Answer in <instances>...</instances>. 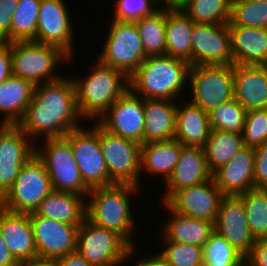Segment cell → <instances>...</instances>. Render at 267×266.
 I'll list each match as a JSON object with an SVG mask.
<instances>
[{
    "label": "cell",
    "instance_id": "6da1fadb",
    "mask_svg": "<svg viewBox=\"0 0 267 266\" xmlns=\"http://www.w3.org/2000/svg\"><path fill=\"white\" fill-rule=\"evenodd\" d=\"M79 119L83 118L78 111L73 80L64 75L60 79L35 85L32 100L17 125L35 143L42 137L66 136L82 126L78 123Z\"/></svg>",
    "mask_w": 267,
    "mask_h": 266
},
{
    "label": "cell",
    "instance_id": "7a4b0ae2",
    "mask_svg": "<svg viewBox=\"0 0 267 266\" xmlns=\"http://www.w3.org/2000/svg\"><path fill=\"white\" fill-rule=\"evenodd\" d=\"M141 188L130 184H112L90 189L86 196V218L92 223L112 230L134 246L136 220L133 218L131 198Z\"/></svg>",
    "mask_w": 267,
    "mask_h": 266
},
{
    "label": "cell",
    "instance_id": "3957f363",
    "mask_svg": "<svg viewBox=\"0 0 267 266\" xmlns=\"http://www.w3.org/2000/svg\"><path fill=\"white\" fill-rule=\"evenodd\" d=\"M190 63L168 55L148 56L129 77L130 89L143 99H170L176 102L189 88ZM178 99V100H177Z\"/></svg>",
    "mask_w": 267,
    "mask_h": 266
},
{
    "label": "cell",
    "instance_id": "277c9868",
    "mask_svg": "<svg viewBox=\"0 0 267 266\" xmlns=\"http://www.w3.org/2000/svg\"><path fill=\"white\" fill-rule=\"evenodd\" d=\"M94 64L88 75L72 78L78 111L88 121H98L130 88L129 77L124 72L103 64L98 58Z\"/></svg>",
    "mask_w": 267,
    "mask_h": 266
},
{
    "label": "cell",
    "instance_id": "5b68a950",
    "mask_svg": "<svg viewBox=\"0 0 267 266\" xmlns=\"http://www.w3.org/2000/svg\"><path fill=\"white\" fill-rule=\"evenodd\" d=\"M136 245L131 246L121 235L98 226L87 218L78 228L79 254L95 266H122L137 255ZM130 258V260H129Z\"/></svg>",
    "mask_w": 267,
    "mask_h": 266
},
{
    "label": "cell",
    "instance_id": "8992f818",
    "mask_svg": "<svg viewBox=\"0 0 267 266\" xmlns=\"http://www.w3.org/2000/svg\"><path fill=\"white\" fill-rule=\"evenodd\" d=\"M10 53L12 74L28 80L34 85L60 79L61 74L56 72V69L63 62L67 64L70 58L56 46L34 41L11 42Z\"/></svg>",
    "mask_w": 267,
    "mask_h": 266
},
{
    "label": "cell",
    "instance_id": "52a82bcc",
    "mask_svg": "<svg viewBox=\"0 0 267 266\" xmlns=\"http://www.w3.org/2000/svg\"><path fill=\"white\" fill-rule=\"evenodd\" d=\"M41 141L42 145L35 143V154L44 163L53 190L88 195L70 141L65 136Z\"/></svg>",
    "mask_w": 267,
    "mask_h": 266
},
{
    "label": "cell",
    "instance_id": "ba28073f",
    "mask_svg": "<svg viewBox=\"0 0 267 266\" xmlns=\"http://www.w3.org/2000/svg\"><path fill=\"white\" fill-rule=\"evenodd\" d=\"M52 191L45 165L35 154L23 165L12 186L0 198V206L12 212L33 213Z\"/></svg>",
    "mask_w": 267,
    "mask_h": 266
},
{
    "label": "cell",
    "instance_id": "9c48e42d",
    "mask_svg": "<svg viewBox=\"0 0 267 266\" xmlns=\"http://www.w3.org/2000/svg\"><path fill=\"white\" fill-rule=\"evenodd\" d=\"M108 27L106 41L96 57L130 77L146 58L136 24L111 19Z\"/></svg>",
    "mask_w": 267,
    "mask_h": 266
},
{
    "label": "cell",
    "instance_id": "30bf717a",
    "mask_svg": "<svg viewBox=\"0 0 267 266\" xmlns=\"http://www.w3.org/2000/svg\"><path fill=\"white\" fill-rule=\"evenodd\" d=\"M190 102L210 112L234 99L233 65H190Z\"/></svg>",
    "mask_w": 267,
    "mask_h": 266
},
{
    "label": "cell",
    "instance_id": "8fae6325",
    "mask_svg": "<svg viewBox=\"0 0 267 266\" xmlns=\"http://www.w3.org/2000/svg\"><path fill=\"white\" fill-rule=\"evenodd\" d=\"M81 126L70 131L65 137L70 141L75 161L80 170L84 184L93 189L115 184L109 177V172L102 155L99 143V123L95 121L92 127Z\"/></svg>",
    "mask_w": 267,
    "mask_h": 266
},
{
    "label": "cell",
    "instance_id": "7c38bea8",
    "mask_svg": "<svg viewBox=\"0 0 267 266\" xmlns=\"http://www.w3.org/2000/svg\"><path fill=\"white\" fill-rule=\"evenodd\" d=\"M99 143L102 155L115 184H130L141 188V145L105 130L99 124Z\"/></svg>",
    "mask_w": 267,
    "mask_h": 266
},
{
    "label": "cell",
    "instance_id": "4fadbf2b",
    "mask_svg": "<svg viewBox=\"0 0 267 266\" xmlns=\"http://www.w3.org/2000/svg\"><path fill=\"white\" fill-rule=\"evenodd\" d=\"M64 0H41L34 42L60 48L74 58V26Z\"/></svg>",
    "mask_w": 267,
    "mask_h": 266
},
{
    "label": "cell",
    "instance_id": "5bb4252c",
    "mask_svg": "<svg viewBox=\"0 0 267 266\" xmlns=\"http://www.w3.org/2000/svg\"><path fill=\"white\" fill-rule=\"evenodd\" d=\"M97 122L115 135L143 144L144 99L129 88Z\"/></svg>",
    "mask_w": 267,
    "mask_h": 266
},
{
    "label": "cell",
    "instance_id": "9a60e30c",
    "mask_svg": "<svg viewBox=\"0 0 267 266\" xmlns=\"http://www.w3.org/2000/svg\"><path fill=\"white\" fill-rule=\"evenodd\" d=\"M192 65H234L228 23L193 24Z\"/></svg>",
    "mask_w": 267,
    "mask_h": 266
},
{
    "label": "cell",
    "instance_id": "2e32d148",
    "mask_svg": "<svg viewBox=\"0 0 267 266\" xmlns=\"http://www.w3.org/2000/svg\"><path fill=\"white\" fill-rule=\"evenodd\" d=\"M38 258L58 259L76 251L79 226L29 213Z\"/></svg>",
    "mask_w": 267,
    "mask_h": 266
},
{
    "label": "cell",
    "instance_id": "e0dca14e",
    "mask_svg": "<svg viewBox=\"0 0 267 266\" xmlns=\"http://www.w3.org/2000/svg\"><path fill=\"white\" fill-rule=\"evenodd\" d=\"M34 155L35 143L31 138L17 124H9L0 134V198Z\"/></svg>",
    "mask_w": 267,
    "mask_h": 266
},
{
    "label": "cell",
    "instance_id": "ac0fdd59",
    "mask_svg": "<svg viewBox=\"0 0 267 266\" xmlns=\"http://www.w3.org/2000/svg\"><path fill=\"white\" fill-rule=\"evenodd\" d=\"M224 196L212 177L198 185L178 190L166 204L179 214L215 222Z\"/></svg>",
    "mask_w": 267,
    "mask_h": 266
},
{
    "label": "cell",
    "instance_id": "d6986e66",
    "mask_svg": "<svg viewBox=\"0 0 267 266\" xmlns=\"http://www.w3.org/2000/svg\"><path fill=\"white\" fill-rule=\"evenodd\" d=\"M215 231L224 237L232 247L246 257L254 243L239 196H224L215 221Z\"/></svg>",
    "mask_w": 267,
    "mask_h": 266
},
{
    "label": "cell",
    "instance_id": "ffe728a7",
    "mask_svg": "<svg viewBox=\"0 0 267 266\" xmlns=\"http://www.w3.org/2000/svg\"><path fill=\"white\" fill-rule=\"evenodd\" d=\"M212 178L203 147L182 146L178 163L164 183L160 203H166L178 190L198 185Z\"/></svg>",
    "mask_w": 267,
    "mask_h": 266
},
{
    "label": "cell",
    "instance_id": "44dd1931",
    "mask_svg": "<svg viewBox=\"0 0 267 266\" xmlns=\"http://www.w3.org/2000/svg\"><path fill=\"white\" fill-rule=\"evenodd\" d=\"M0 231L9 251L20 264L38 258L29 214L12 212L0 206Z\"/></svg>",
    "mask_w": 267,
    "mask_h": 266
},
{
    "label": "cell",
    "instance_id": "7402d4cb",
    "mask_svg": "<svg viewBox=\"0 0 267 266\" xmlns=\"http://www.w3.org/2000/svg\"><path fill=\"white\" fill-rule=\"evenodd\" d=\"M255 151L243 147L227 164L218 168L212 177L225 196H238L254 188Z\"/></svg>",
    "mask_w": 267,
    "mask_h": 266
},
{
    "label": "cell",
    "instance_id": "603a6c76",
    "mask_svg": "<svg viewBox=\"0 0 267 266\" xmlns=\"http://www.w3.org/2000/svg\"><path fill=\"white\" fill-rule=\"evenodd\" d=\"M234 99L248 112L267 108V65H233Z\"/></svg>",
    "mask_w": 267,
    "mask_h": 266
},
{
    "label": "cell",
    "instance_id": "cb8c5ba5",
    "mask_svg": "<svg viewBox=\"0 0 267 266\" xmlns=\"http://www.w3.org/2000/svg\"><path fill=\"white\" fill-rule=\"evenodd\" d=\"M171 215L160 229L161 241H175L203 247L215 232V222L196 219L173 211L166 203H161ZM163 235V236H162Z\"/></svg>",
    "mask_w": 267,
    "mask_h": 266
},
{
    "label": "cell",
    "instance_id": "d4e9b609",
    "mask_svg": "<svg viewBox=\"0 0 267 266\" xmlns=\"http://www.w3.org/2000/svg\"><path fill=\"white\" fill-rule=\"evenodd\" d=\"M233 63L267 65V29L228 25Z\"/></svg>",
    "mask_w": 267,
    "mask_h": 266
},
{
    "label": "cell",
    "instance_id": "484cf974",
    "mask_svg": "<svg viewBox=\"0 0 267 266\" xmlns=\"http://www.w3.org/2000/svg\"><path fill=\"white\" fill-rule=\"evenodd\" d=\"M177 104L170 99H144L143 144L174 139Z\"/></svg>",
    "mask_w": 267,
    "mask_h": 266
},
{
    "label": "cell",
    "instance_id": "4316f807",
    "mask_svg": "<svg viewBox=\"0 0 267 266\" xmlns=\"http://www.w3.org/2000/svg\"><path fill=\"white\" fill-rule=\"evenodd\" d=\"M178 100L176 111V132L174 139L184 146L204 147L211 134L209 113L186 100ZM185 103V104H184Z\"/></svg>",
    "mask_w": 267,
    "mask_h": 266
},
{
    "label": "cell",
    "instance_id": "83f0119b",
    "mask_svg": "<svg viewBox=\"0 0 267 266\" xmlns=\"http://www.w3.org/2000/svg\"><path fill=\"white\" fill-rule=\"evenodd\" d=\"M86 196L53 190L35 212L45 218L80 226L86 218Z\"/></svg>",
    "mask_w": 267,
    "mask_h": 266
},
{
    "label": "cell",
    "instance_id": "f1b7e54d",
    "mask_svg": "<svg viewBox=\"0 0 267 266\" xmlns=\"http://www.w3.org/2000/svg\"><path fill=\"white\" fill-rule=\"evenodd\" d=\"M182 146L176 139L142 144L140 173L162 177L165 183L178 163Z\"/></svg>",
    "mask_w": 267,
    "mask_h": 266
},
{
    "label": "cell",
    "instance_id": "f546056e",
    "mask_svg": "<svg viewBox=\"0 0 267 266\" xmlns=\"http://www.w3.org/2000/svg\"><path fill=\"white\" fill-rule=\"evenodd\" d=\"M193 24L179 6H166V55L186 60L192 65Z\"/></svg>",
    "mask_w": 267,
    "mask_h": 266
},
{
    "label": "cell",
    "instance_id": "4dcf8cb0",
    "mask_svg": "<svg viewBox=\"0 0 267 266\" xmlns=\"http://www.w3.org/2000/svg\"><path fill=\"white\" fill-rule=\"evenodd\" d=\"M35 85L19 76L11 75L0 83V113L8 124H18L30 104Z\"/></svg>",
    "mask_w": 267,
    "mask_h": 266
},
{
    "label": "cell",
    "instance_id": "1f68e13d",
    "mask_svg": "<svg viewBox=\"0 0 267 266\" xmlns=\"http://www.w3.org/2000/svg\"><path fill=\"white\" fill-rule=\"evenodd\" d=\"M243 147L241 134L212 129L203 147L211 173L231 161Z\"/></svg>",
    "mask_w": 267,
    "mask_h": 266
},
{
    "label": "cell",
    "instance_id": "d6a6232c",
    "mask_svg": "<svg viewBox=\"0 0 267 266\" xmlns=\"http://www.w3.org/2000/svg\"><path fill=\"white\" fill-rule=\"evenodd\" d=\"M146 57L166 55V6L135 22Z\"/></svg>",
    "mask_w": 267,
    "mask_h": 266
},
{
    "label": "cell",
    "instance_id": "836d02e7",
    "mask_svg": "<svg viewBox=\"0 0 267 266\" xmlns=\"http://www.w3.org/2000/svg\"><path fill=\"white\" fill-rule=\"evenodd\" d=\"M232 0H184L179 7L196 24L228 23Z\"/></svg>",
    "mask_w": 267,
    "mask_h": 266
},
{
    "label": "cell",
    "instance_id": "e575fe53",
    "mask_svg": "<svg viewBox=\"0 0 267 266\" xmlns=\"http://www.w3.org/2000/svg\"><path fill=\"white\" fill-rule=\"evenodd\" d=\"M243 202L246 219L252 236L267 238V189L252 188L238 195Z\"/></svg>",
    "mask_w": 267,
    "mask_h": 266
},
{
    "label": "cell",
    "instance_id": "d590c367",
    "mask_svg": "<svg viewBox=\"0 0 267 266\" xmlns=\"http://www.w3.org/2000/svg\"><path fill=\"white\" fill-rule=\"evenodd\" d=\"M41 0H19L10 26V43L35 41Z\"/></svg>",
    "mask_w": 267,
    "mask_h": 266
},
{
    "label": "cell",
    "instance_id": "8d00e7d4",
    "mask_svg": "<svg viewBox=\"0 0 267 266\" xmlns=\"http://www.w3.org/2000/svg\"><path fill=\"white\" fill-rule=\"evenodd\" d=\"M247 264L246 258L216 231L203 246V266Z\"/></svg>",
    "mask_w": 267,
    "mask_h": 266
},
{
    "label": "cell",
    "instance_id": "74e56055",
    "mask_svg": "<svg viewBox=\"0 0 267 266\" xmlns=\"http://www.w3.org/2000/svg\"><path fill=\"white\" fill-rule=\"evenodd\" d=\"M228 25L267 29V1L232 0Z\"/></svg>",
    "mask_w": 267,
    "mask_h": 266
},
{
    "label": "cell",
    "instance_id": "f35d334b",
    "mask_svg": "<svg viewBox=\"0 0 267 266\" xmlns=\"http://www.w3.org/2000/svg\"><path fill=\"white\" fill-rule=\"evenodd\" d=\"M208 113L213 130L242 134L247 111L235 99L220 104Z\"/></svg>",
    "mask_w": 267,
    "mask_h": 266
},
{
    "label": "cell",
    "instance_id": "ab89813d",
    "mask_svg": "<svg viewBox=\"0 0 267 266\" xmlns=\"http://www.w3.org/2000/svg\"><path fill=\"white\" fill-rule=\"evenodd\" d=\"M158 251L170 266H203V247L175 241H161Z\"/></svg>",
    "mask_w": 267,
    "mask_h": 266
},
{
    "label": "cell",
    "instance_id": "60d3db41",
    "mask_svg": "<svg viewBox=\"0 0 267 266\" xmlns=\"http://www.w3.org/2000/svg\"><path fill=\"white\" fill-rule=\"evenodd\" d=\"M114 6L115 11L111 18L122 22H136L162 7L159 0H115Z\"/></svg>",
    "mask_w": 267,
    "mask_h": 266
},
{
    "label": "cell",
    "instance_id": "b9f144b4",
    "mask_svg": "<svg viewBox=\"0 0 267 266\" xmlns=\"http://www.w3.org/2000/svg\"><path fill=\"white\" fill-rule=\"evenodd\" d=\"M241 135L245 147L255 149L267 141V108L247 112Z\"/></svg>",
    "mask_w": 267,
    "mask_h": 266
},
{
    "label": "cell",
    "instance_id": "7bdbcfd3",
    "mask_svg": "<svg viewBox=\"0 0 267 266\" xmlns=\"http://www.w3.org/2000/svg\"><path fill=\"white\" fill-rule=\"evenodd\" d=\"M254 188L267 189V141L254 149Z\"/></svg>",
    "mask_w": 267,
    "mask_h": 266
},
{
    "label": "cell",
    "instance_id": "ee69618b",
    "mask_svg": "<svg viewBox=\"0 0 267 266\" xmlns=\"http://www.w3.org/2000/svg\"><path fill=\"white\" fill-rule=\"evenodd\" d=\"M19 0H0V41L10 43V26Z\"/></svg>",
    "mask_w": 267,
    "mask_h": 266
},
{
    "label": "cell",
    "instance_id": "f6af8a7d",
    "mask_svg": "<svg viewBox=\"0 0 267 266\" xmlns=\"http://www.w3.org/2000/svg\"><path fill=\"white\" fill-rule=\"evenodd\" d=\"M247 266H267V238L257 239L245 257Z\"/></svg>",
    "mask_w": 267,
    "mask_h": 266
},
{
    "label": "cell",
    "instance_id": "bcb514c9",
    "mask_svg": "<svg viewBox=\"0 0 267 266\" xmlns=\"http://www.w3.org/2000/svg\"><path fill=\"white\" fill-rule=\"evenodd\" d=\"M12 75L10 43L0 41V83Z\"/></svg>",
    "mask_w": 267,
    "mask_h": 266
},
{
    "label": "cell",
    "instance_id": "7dc6e473",
    "mask_svg": "<svg viewBox=\"0 0 267 266\" xmlns=\"http://www.w3.org/2000/svg\"><path fill=\"white\" fill-rule=\"evenodd\" d=\"M57 261L60 266H95L82 257L77 250L58 258Z\"/></svg>",
    "mask_w": 267,
    "mask_h": 266
},
{
    "label": "cell",
    "instance_id": "c3c4849f",
    "mask_svg": "<svg viewBox=\"0 0 267 266\" xmlns=\"http://www.w3.org/2000/svg\"><path fill=\"white\" fill-rule=\"evenodd\" d=\"M20 263L14 258L7 247L2 232L0 231V266H19Z\"/></svg>",
    "mask_w": 267,
    "mask_h": 266
},
{
    "label": "cell",
    "instance_id": "681fc988",
    "mask_svg": "<svg viewBox=\"0 0 267 266\" xmlns=\"http://www.w3.org/2000/svg\"><path fill=\"white\" fill-rule=\"evenodd\" d=\"M154 255H142L141 258H139L134 265L135 266H170L166 260L160 255L159 252L156 254L153 252ZM132 265V266H134Z\"/></svg>",
    "mask_w": 267,
    "mask_h": 266
},
{
    "label": "cell",
    "instance_id": "f907efd6",
    "mask_svg": "<svg viewBox=\"0 0 267 266\" xmlns=\"http://www.w3.org/2000/svg\"><path fill=\"white\" fill-rule=\"evenodd\" d=\"M28 266H60L57 259H41L35 258L32 262L27 263Z\"/></svg>",
    "mask_w": 267,
    "mask_h": 266
},
{
    "label": "cell",
    "instance_id": "816d5d0a",
    "mask_svg": "<svg viewBox=\"0 0 267 266\" xmlns=\"http://www.w3.org/2000/svg\"><path fill=\"white\" fill-rule=\"evenodd\" d=\"M184 0H159L162 6H179Z\"/></svg>",
    "mask_w": 267,
    "mask_h": 266
},
{
    "label": "cell",
    "instance_id": "f5cc1de1",
    "mask_svg": "<svg viewBox=\"0 0 267 266\" xmlns=\"http://www.w3.org/2000/svg\"><path fill=\"white\" fill-rule=\"evenodd\" d=\"M9 124L2 119V121L0 120V134L3 132V130L8 126Z\"/></svg>",
    "mask_w": 267,
    "mask_h": 266
},
{
    "label": "cell",
    "instance_id": "db71d44e",
    "mask_svg": "<svg viewBox=\"0 0 267 266\" xmlns=\"http://www.w3.org/2000/svg\"><path fill=\"white\" fill-rule=\"evenodd\" d=\"M233 266H247V264H235Z\"/></svg>",
    "mask_w": 267,
    "mask_h": 266
},
{
    "label": "cell",
    "instance_id": "11a10c76",
    "mask_svg": "<svg viewBox=\"0 0 267 266\" xmlns=\"http://www.w3.org/2000/svg\"><path fill=\"white\" fill-rule=\"evenodd\" d=\"M19 266H28L27 264H20Z\"/></svg>",
    "mask_w": 267,
    "mask_h": 266
}]
</instances>
